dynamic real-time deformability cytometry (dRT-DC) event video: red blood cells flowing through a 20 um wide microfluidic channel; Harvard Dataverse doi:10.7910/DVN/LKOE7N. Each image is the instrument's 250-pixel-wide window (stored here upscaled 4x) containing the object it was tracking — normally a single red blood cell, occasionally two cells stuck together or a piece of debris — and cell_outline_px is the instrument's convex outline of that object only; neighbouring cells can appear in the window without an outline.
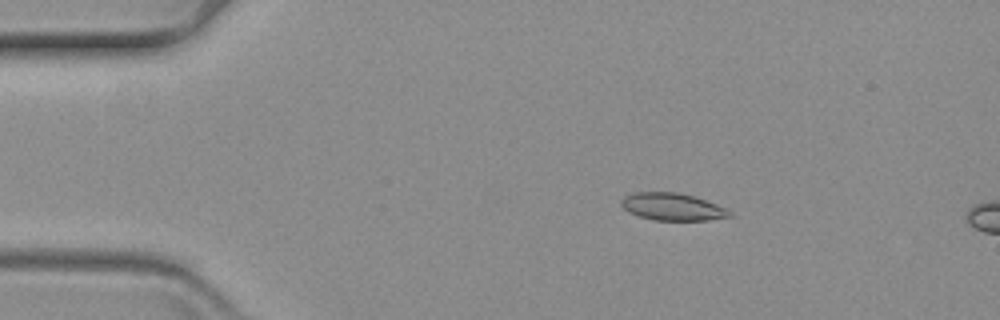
{"species": "common noctule bat (a hibernating species)", "species_latin": "Nyctalus noctula", "temperature_condition": "warm", "stored_images_in_passage": 14, "camera_frame_rate_fps": 3000, "um_per_image_px": 0.085, "animal": {"sex": "female", "body_mass_g": 19.3, "forearm_length_mm": 54.1}, "frame": {"image": 1, "passage_image": 10, "time_ms": 3.0, "image_size_px": [1000, 320], "cell_outline_px": [[732, 216], [708, 220], [656, 220], [640, 216], [628, 212], [620, 204], [620, 200], [624, 196], [632, 192], [676, 192], [696, 196], [716, 204], [732, 212]], "centroid_in_image_um": [57.13, 17.56], "position_along_channel_um": 27.9, "area_um2": 17.28}}